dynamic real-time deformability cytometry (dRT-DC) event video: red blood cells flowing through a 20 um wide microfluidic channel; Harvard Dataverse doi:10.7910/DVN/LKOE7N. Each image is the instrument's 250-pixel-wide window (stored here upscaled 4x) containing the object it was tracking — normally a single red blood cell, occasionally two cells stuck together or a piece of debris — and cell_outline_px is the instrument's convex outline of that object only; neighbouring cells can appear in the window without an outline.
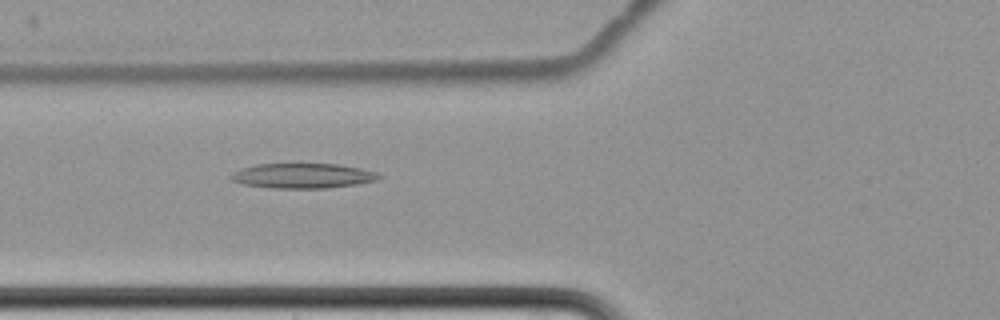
{"species": "common noctule bat (a hibernating species)", "species_latin": "Nyctalus noctula", "temperature_condition": "cold", "stored_images_in_passage": 2, "camera_frame_rate_fps": 3000, "um_per_image_px": 0.085, "animal": {"sex": "female", "body_mass_g": 22.7, "forearm_length_mm": 54.2}, "frame": {"image": 1, "passage_image": 2, "time_ms": 1.0, "image_size_px": [1000, 320], "cell_outline_px": [[384, 176], [376, 180], [356, 184], [328, 188], [272, 188], [244, 184], [232, 180], [228, 176], [232, 172], [256, 164], [336, 164], [360, 168], [376, 172]], "centroid_in_image_um": [25.74, 14.94], "position_along_channel_um": 100.1, "area_um2": 21.39}}